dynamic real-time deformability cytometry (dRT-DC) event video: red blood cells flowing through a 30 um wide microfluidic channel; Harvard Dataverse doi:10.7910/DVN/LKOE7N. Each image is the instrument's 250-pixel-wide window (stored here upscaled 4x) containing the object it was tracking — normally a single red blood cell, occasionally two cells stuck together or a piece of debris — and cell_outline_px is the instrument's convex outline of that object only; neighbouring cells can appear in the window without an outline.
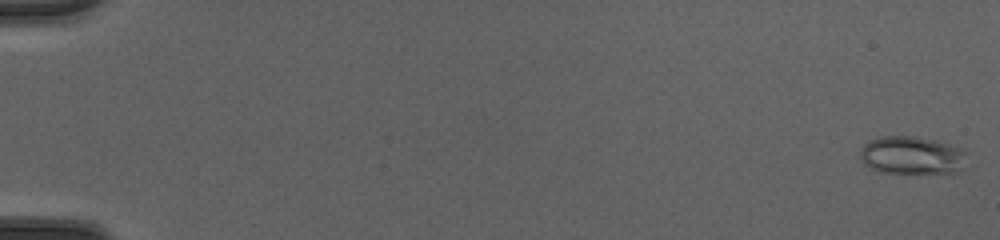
{"species": "common noctule bat (a hibernating species)", "species_latin": "Nyctalus noctula", "temperature_condition": "cold", "stored_images_in_passage": 50, "camera_frame_rate_fps": 3000, "um_per_image_px": 0.085, "animal": {"sex": "female", "body_mass_g": 20.0, "forearm_length_mm": 54.0}, "frame": {"image": 1, "passage_image": 1, "time_ms": 0.0, "image_size_px": [1000, 240], "cell_outline_px": [[968, 152], [956, 172], [880, 172], [864, 164], [860, 160], [860, 148], [868, 140], [884, 136], [916, 136], [936, 140], [948, 144]], "centroid_in_image_um": [77.43, 13.17], "position_along_channel_um": 7.6, "area_um2": 23.24}}
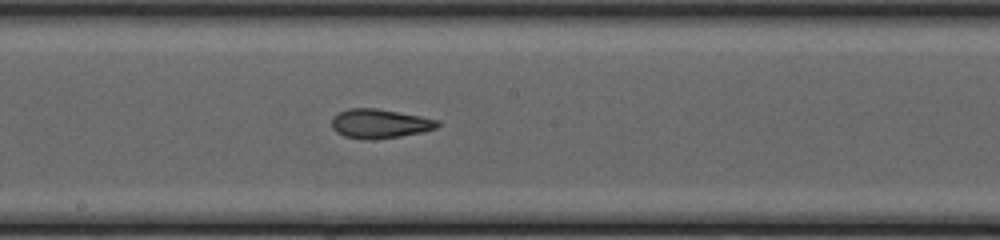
{"frame": {"image": 2, "passage_image": 29, "time_ms": 9.333, "image_size_px": [1000, 240], "cell_outline_px": [[440, 124], [436, 128], [424, 132], [400, 136], [372, 140], [368, 140], [344, 136], [336, 132], [332, 128], [332, 116], [348, 108], [376, 108], [420, 116], [440, 120]], "centroid_in_image_um": [32.28, 10.51], "position_along_channel_um": 215.9, "area_um2": 18.09}}
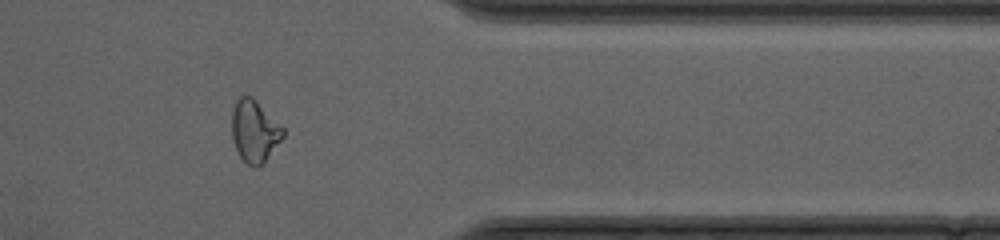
{"frame": {"image": 3, "passage_image": 42, "time_ms": 13.667, "image_size_px": [1000, 240], "cell_outline_px": [[284, 136], [264, 160], [256, 168], [248, 164], [240, 156], [236, 148], [232, 136], [232, 112], [236, 100], [240, 96], [252, 96], [284, 128]], "centroid_in_image_um": [21.62, 11.11], "position_along_channel_um": 389.8, "area_um2": 18.09}, "authors_computed_cell_mechanics": {"area_um2": 19.0451, "velocity_mm_per_s": 4.2756, "shape_relaxation_time_tau1_ms": 7.1767, "shape_relaxation_time_tau2_ms": 2.0413, "deformation_change_tau1": 0.2422, "deformation_change_tau2": 0.0858}}